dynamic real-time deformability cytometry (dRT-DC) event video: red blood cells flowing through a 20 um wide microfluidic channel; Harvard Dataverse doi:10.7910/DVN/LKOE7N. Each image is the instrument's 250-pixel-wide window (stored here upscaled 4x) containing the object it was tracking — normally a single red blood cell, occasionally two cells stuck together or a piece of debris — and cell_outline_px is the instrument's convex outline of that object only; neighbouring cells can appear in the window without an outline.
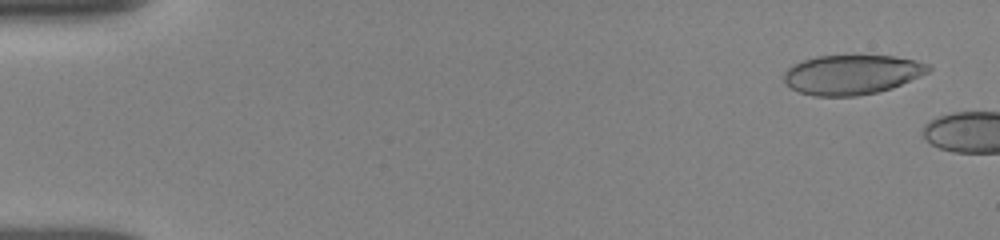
{"species": "human", "species_latin": "Homo sapiens", "temperature_condition": "room temperature", "stored_images_in_passage": 19, "camera_frame_rate_fps": 3000, "um_per_image_px": 0.085, "donor": {"sex": "female"}, "frame": {"image": 1, "passage_image": 4, "time_ms": 0.667, "image_size_px": [1000, 240], "cell_outline_px": [[932, 68], [928, 72], [920, 76], [892, 88], [876, 92], [856, 96], [812, 96], [800, 92], [792, 88], [784, 80], [784, 72], [792, 64], [816, 56], [852, 52], [892, 56], [916, 60], [928, 64]], "centroid_in_image_um": [72.41, 6.29], "position_along_channel_um": 12.6, "area_um2": 34.28}}